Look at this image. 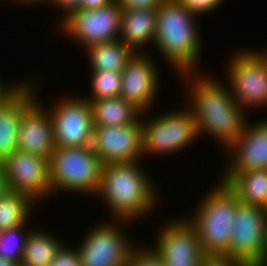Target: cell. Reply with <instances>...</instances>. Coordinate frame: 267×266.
<instances>
[{
  "instance_id": "obj_1",
  "label": "cell",
  "mask_w": 267,
  "mask_h": 266,
  "mask_svg": "<svg viewBox=\"0 0 267 266\" xmlns=\"http://www.w3.org/2000/svg\"><path fill=\"white\" fill-rule=\"evenodd\" d=\"M201 73L186 72L178 75L182 83L186 82L183 85L188 87L184 105L196 120L199 137L209 135L220 146L222 144L225 151L242 134L248 121L247 112L236 103L223 80Z\"/></svg>"
},
{
  "instance_id": "obj_2",
  "label": "cell",
  "mask_w": 267,
  "mask_h": 266,
  "mask_svg": "<svg viewBox=\"0 0 267 266\" xmlns=\"http://www.w3.org/2000/svg\"><path fill=\"white\" fill-rule=\"evenodd\" d=\"M144 170L141 161L103 164L94 196L107 205L110 219L138 222L160 206L157 185Z\"/></svg>"
},
{
  "instance_id": "obj_3",
  "label": "cell",
  "mask_w": 267,
  "mask_h": 266,
  "mask_svg": "<svg viewBox=\"0 0 267 266\" xmlns=\"http://www.w3.org/2000/svg\"><path fill=\"white\" fill-rule=\"evenodd\" d=\"M197 18L178 0H165L158 8L153 46L178 75L200 72L204 40Z\"/></svg>"
},
{
  "instance_id": "obj_4",
  "label": "cell",
  "mask_w": 267,
  "mask_h": 266,
  "mask_svg": "<svg viewBox=\"0 0 267 266\" xmlns=\"http://www.w3.org/2000/svg\"><path fill=\"white\" fill-rule=\"evenodd\" d=\"M209 190L187 219L197 229L205 255H226L229 252L234 228L232 221L240 201L227 183L221 180L213 184Z\"/></svg>"
},
{
  "instance_id": "obj_5",
  "label": "cell",
  "mask_w": 267,
  "mask_h": 266,
  "mask_svg": "<svg viewBox=\"0 0 267 266\" xmlns=\"http://www.w3.org/2000/svg\"><path fill=\"white\" fill-rule=\"evenodd\" d=\"M103 163L90 147L59 148L50 158V185L53 194L76 192L94 197Z\"/></svg>"
},
{
  "instance_id": "obj_6",
  "label": "cell",
  "mask_w": 267,
  "mask_h": 266,
  "mask_svg": "<svg viewBox=\"0 0 267 266\" xmlns=\"http://www.w3.org/2000/svg\"><path fill=\"white\" fill-rule=\"evenodd\" d=\"M145 115V116H144ZM145 118H143V117ZM148 112L141 115L143 129V155L145 159L150 155H173L188 147L196 139L199 133L191 111L184 105L176 110L153 115L147 118ZM146 119H149L146 121ZM144 120V121H143ZM159 154V155H158ZM161 154V155H160Z\"/></svg>"
},
{
  "instance_id": "obj_7",
  "label": "cell",
  "mask_w": 267,
  "mask_h": 266,
  "mask_svg": "<svg viewBox=\"0 0 267 266\" xmlns=\"http://www.w3.org/2000/svg\"><path fill=\"white\" fill-rule=\"evenodd\" d=\"M247 49L236 51L228 59L225 82L236 103L248 114L251 109H267V63L256 50Z\"/></svg>"
},
{
  "instance_id": "obj_8",
  "label": "cell",
  "mask_w": 267,
  "mask_h": 266,
  "mask_svg": "<svg viewBox=\"0 0 267 266\" xmlns=\"http://www.w3.org/2000/svg\"><path fill=\"white\" fill-rule=\"evenodd\" d=\"M101 222L77 244L81 266H126L138 244L127 237V228H123L134 223L114 219Z\"/></svg>"
},
{
  "instance_id": "obj_9",
  "label": "cell",
  "mask_w": 267,
  "mask_h": 266,
  "mask_svg": "<svg viewBox=\"0 0 267 266\" xmlns=\"http://www.w3.org/2000/svg\"><path fill=\"white\" fill-rule=\"evenodd\" d=\"M23 78V114L17 149L50 160L56 150L50 112L38 96L34 79ZM34 83V84H33ZM38 96V97H37Z\"/></svg>"
},
{
  "instance_id": "obj_10",
  "label": "cell",
  "mask_w": 267,
  "mask_h": 266,
  "mask_svg": "<svg viewBox=\"0 0 267 266\" xmlns=\"http://www.w3.org/2000/svg\"><path fill=\"white\" fill-rule=\"evenodd\" d=\"M46 106L53 123L56 147H90L93 142V118L90 102L83 96L65 94Z\"/></svg>"
},
{
  "instance_id": "obj_11",
  "label": "cell",
  "mask_w": 267,
  "mask_h": 266,
  "mask_svg": "<svg viewBox=\"0 0 267 266\" xmlns=\"http://www.w3.org/2000/svg\"><path fill=\"white\" fill-rule=\"evenodd\" d=\"M123 10L116 0L93 10H77L60 23L59 33L86 49L119 39ZM61 31V32H60Z\"/></svg>"
},
{
  "instance_id": "obj_12",
  "label": "cell",
  "mask_w": 267,
  "mask_h": 266,
  "mask_svg": "<svg viewBox=\"0 0 267 266\" xmlns=\"http://www.w3.org/2000/svg\"><path fill=\"white\" fill-rule=\"evenodd\" d=\"M264 208L239 202L233 219V233L226 256L252 265H267Z\"/></svg>"
},
{
  "instance_id": "obj_13",
  "label": "cell",
  "mask_w": 267,
  "mask_h": 266,
  "mask_svg": "<svg viewBox=\"0 0 267 266\" xmlns=\"http://www.w3.org/2000/svg\"><path fill=\"white\" fill-rule=\"evenodd\" d=\"M2 164L10 190L24 193L37 205L52 197L50 160L16 149Z\"/></svg>"
},
{
  "instance_id": "obj_14",
  "label": "cell",
  "mask_w": 267,
  "mask_h": 266,
  "mask_svg": "<svg viewBox=\"0 0 267 266\" xmlns=\"http://www.w3.org/2000/svg\"><path fill=\"white\" fill-rule=\"evenodd\" d=\"M146 52H136L121 72L120 97L132 104L142 114L154 108L161 87L159 64ZM158 69V70H157ZM159 71V72H158Z\"/></svg>"
},
{
  "instance_id": "obj_15",
  "label": "cell",
  "mask_w": 267,
  "mask_h": 266,
  "mask_svg": "<svg viewBox=\"0 0 267 266\" xmlns=\"http://www.w3.org/2000/svg\"><path fill=\"white\" fill-rule=\"evenodd\" d=\"M92 149L103 164L141 161L144 157L141 118L125 126H94Z\"/></svg>"
},
{
  "instance_id": "obj_16",
  "label": "cell",
  "mask_w": 267,
  "mask_h": 266,
  "mask_svg": "<svg viewBox=\"0 0 267 266\" xmlns=\"http://www.w3.org/2000/svg\"><path fill=\"white\" fill-rule=\"evenodd\" d=\"M185 217L164 221L157 229L155 244L152 242L151 246L164 262H202L205 256L197 229Z\"/></svg>"
},
{
  "instance_id": "obj_17",
  "label": "cell",
  "mask_w": 267,
  "mask_h": 266,
  "mask_svg": "<svg viewBox=\"0 0 267 266\" xmlns=\"http://www.w3.org/2000/svg\"><path fill=\"white\" fill-rule=\"evenodd\" d=\"M253 123L247 121L242 134L225 150L223 173L267 169V118Z\"/></svg>"
},
{
  "instance_id": "obj_18",
  "label": "cell",
  "mask_w": 267,
  "mask_h": 266,
  "mask_svg": "<svg viewBox=\"0 0 267 266\" xmlns=\"http://www.w3.org/2000/svg\"><path fill=\"white\" fill-rule=\"evenodd\" d=\"M157 12L158 9L123 11L119 39L134 52H147V45L154 44Z\"/></svg>"
},
{
  "instance_id": "obj_19",
  "label": "cell",
  "mask_w": 267,
  "mask_h": 266,
  "mask_svg": "<svg viewBox=\"0 0 267 266\" xmlns=\"http://www.w3.org/2000/svg\"><path fill=\"white\" fill-rule=\"evenodd\" d=\"M23 114V81L0 103V162L17 149Z\"/></svg>"
},
{
  "instance_id": "obj_20",
  "label": "cell",
  "mask_w": 267,
  "mask_h": 266,
  "mask_svg": "<svg viewBox=\"0 0 267 266\" xmlns=\"http://www.w3.org/2000/svg\"><path fill=\"white\" fill-rule=\"evenodd\" d=\"M220 180L236 193L243 204L264 208L267 204V169L223 173Z\"/></svg>"
},
{
  "instance_id": "obj_21",
  "label": "cell",
  "mask_w": 267,
  "mask_h": 266,
  "mask_svg": "<svg viewBox=\"0 0 267 266\" xmlns=\"http://www.w3.org/2000/svg\"><path fill=\"white\" fill-rule=\"evenodd\" d=\"M93 126H125L138 121L142 113L122 97L89 101Z\"/></svg>"
},
{
  "instance_id": "obj_22",
  "label": "cell",
  "mask_w": 267,
  "mask_h": 266,
  "mask_svg": "<svg viewBox=\"0 0 267 266\" xmlns=\"http://www.w3.org/2000/svg\"><path fill=\"white\" fill-rule=\"evenodd\" d=\"M57 235L36 228L31 229L25 242L22 260L19 266H48L64 245Z\"/></svg>"
},
{
  "instance_id": "obj_23",
  "label": "cell",
  "mask_w": 267,
  "mask_h": 266,
  "mask_svg": "<svg viewBox=\"0 0 267 266\" xmlns=\"http://www.w3.org/2000/svg\"><path fill=\"white\" fill-rule=\"evenodd\" d=\"M87 52L90 71L122 72L128 60L136 53L120 39L98 43L84 49Z\"/></svg>"
},
{
  "instance_id": "obj_24",
  "label": "cell",
  "mask_w": 267,
  "mask_h": 266,
  "mask_svg": "<svg viewBox=\"0 0 267 266\" xmlns=\"http://www.w3.org/2000/svg\"><path fill=\"white\" fill-rule=\"evenodd\" d=\"M36 203L24 193L8 189L0 196V232L30 221Z\"/></svg>"
},
{
  "instance_id": "obj_25",
  "label": "cell",
  "mask_w": 267,
  "mask_h": 266,
  "mask_svg": "<svg viewBox=\"0 0 267 266\" xmlns=\"http://www.w3.org/2000/svg\"><path fill=\"white\" fill-rule=\"evenodd\" d=\"M91 94L84 96L88 101L120 96L122 77L121 72L90 71ZM90 95V96H89Z\"/></svg>"
},
{
  "instance_id": "obj_26",
  "label": "cell",
  "mask_w": 267,
  "mask_h": 266,
  "mask_svg": "<svg viewBox=\"0 0 267 266\" xmlns=\"http://www.w3.org/2000/svg\"><path fill=\"white\" fill-rule=\"evenodd\" d=\"M28 224L29 222L23 226H18L0 232V257L10 259L18 266L20 265L24 253L26 238L30 230L33 228H29L27 226Z\"/></svg>"
},
{
  "instance_id": "obj_27",
  "label": "cell",
  "mask_w": 267,
  "mask_h": 266,
  "mask_svg": "<svg viewBox=\"0 0 267 266\" xmlns=\"http://www.w3.org/2000/svg\"><path fill=\"white\" fill-rule=\"evenodd\" d=\"M149 245L140 243L136 246L126 266H164L161 256Z\"/></svg>"
},
{
  "instance_id": "obj_28",
  "label": "cell",
  "mask_w": 267,
  "mask_h": 266,
  "mask_svg": "<svg viewBox=\"0 0 267 266\" xmlns=\"http://www.w3.org/2000/svg\"><path fill=\"white\" fill-rule=\"evenodd\" d=\"M48 266H81L78 248L65 243Z\"/></svg>"
},
{
  "instance_id": "obj_29",
  "label": "cell",
  "mask_w": 267,
  "mask_h": 266,
  "mask_svg": "<svg viewBox=\"0 0 267 266\" xmlns=\"http://www.w3.org/2000/svg\"><path fill=\"white\" fill-rule=\"evenodd\" d=\"M183 6L190 10L198 17L214 12L217 8L224 4L225 0H178Z\"/></svg>"
},
{
  "instance_id": "obj_30",
  "label": "cell",
  "mask_w": 267,
  "mask_h": 266,
  "mask_svg": "<svg viewBox=\"0 0 267 266\" xmlns=\"http://www.w3.org/2000/svg\"><path fill=\"white\" fill-rule=\"evenodd\" d=\"M200 266H250L236 258L226 255H205Z\"/></svg>"
},
{
  "instance_id": "obj_31",
  "label": "cell",
  "mask_w": 267,
  "mask_h": 266,
  "mask_svg": "<svg viewBox=\"0 0 267 266\" xmlns=\"http://www.w3.org/2000/svg\"><path fill=\"white\" fill-rule=\"evenodd\" d=\"M165 0H116L123 10L158 9Z\"/></svg>"
},
{
  "instance_id": "obj_32",
  "label": "cell",
  "mask_w": 267,
  "mask_h": 266,
  "mask_svg": "<svg viewBox=\"0 0 267 266\" xmlns=\"http://www.w3.org/2000/svg\"><path fill=\"white\" fill-rule=\"evenodd\" d=\"M81 0H52L50 3V7H55L62 11V17H60L59 24L61 20L63 21L66 17H68L72 12L80 9Z\"/></svg>"
},
{
  "instance_id": "obj_33",
  "label": "cell",
  "mask_w": 267,
  "mask_h": 266,
  "mask_svg": "<svg viewBox=\"0 0 267 266\" xmlns=\"http://www.w3.org/2000/svg\"><path fill=\"white\" fill-rule=\"evenodd\" d=\"M114 0H81V5L79 10H93L104 7Z\"/></svg>"
},
{
  "instance_id": "obj_34",
  "label": "cell",
  "mask_w": 267,
  "mask_h": 266,
  "mask_svg": "<svg viewBox=\"0 0 267 266\" xmlns=\"http://www.w3.org/2000/svg\"><path fill=\"white\" fill-rule=\"evenodd\" d=\"M23 80L14 81L12 84H6V81L3 77H0V103L22 82Z\"/></svg>"
},
{
  "instance_id": "obj_35",
  "label": "cell",
  "mask_w": 267,
  "mask_h": 266,
  "mask_svg": "<svg viewBox=\"0 0 267 266\" xmlns=\"http://www.w3.org/2000/svg\"><path fill=\"white\" fill-rule=\"evenodd\" d=\"M8 185H7V177L5 173L4 166L2 162H0V196L5 193L8 190Z\"/></svg>"
},
{
  "instance_id": "obj_36",
  "label": "cell",
  "mask_w": 267,
  "mask_h": 266,
  "mask_svg": "<svg viewBox=\"0 0 267 266\" xmlns=\"http://www.w3.org/2000/svg\"><path fill=\"white\" fill-rule=\"evenodd\" d=\"M10 1H12V3H14V4H23V6L24 5H28V6H30V5H32V4H34V5H37L36 3H38V4H41L42 3V5L44 4V5H46L47 4V6L48 5H50V0H10ZM16 2V3H15ZM46 3V4H45Z\"/></svg>"
},
{
  "instance_id": "obj_37",
  "label": "cell",
  "mask_w": 267,
  "mask_h": 266,
  "mask_svg": "<svg viewBox=\"0 0 267 266\" xmlns=\"http://www.w3.org/2000/svg\"><path fill=\"white\" fill-rule=\"evenodd\" d=\"M201 262H164V266H200Z\"/></svg>"
},
{
  "instance_id": "obj_38",
  "label": "cell",
  "mask_w": 267,
  "mask_h": 266,
  "mask_svg": "<svg viewBox=\"0 0 267 266\" xmlns=\"http://www.w3.org/2000/svg\"><path fill=\"white\" fill-rule=\"evenodd\" d=\"M0 266H18V265L10 259L0 257Z\"/></svg>"
},
{
  "instance_id": "obj_39",
  "label": "cell",
  "mask_w": 267,
  "mask_h": 266,
  "mask_svg": "<svg viewBox=\"0 0 267 266\" xmlns=\"http://www.w3.org/2000/svg\"><path fill=\"white\" fill-rule=\"evenodd\" d=\"M259 49H257V52L259 53V55L263 58V60L267 63V49H265V51L263 49H261L260 51H258Z\"/></svg>"
},
{
  "instance_id": "obj_40",
  "label": "cell",
  "mask_w": 267,
  "mask_h": 266,
  "mask_svg": "<svg viewBox=\"0 0 267 266\" xmlns=\"http://www.w3.org/2000/svg\"><path fill=\"white\" fill-rule=\"evenodd\" d=\"M265 255L267 256V221H266V235H265Z\"/></svg>"
},
{
  "instance_id": "obj_41",
  "label": "cell",
  "mask_w": 267,
  "mask_h": 266,
  "mask_svg": "<svg viewBox=\"0 0 267 266\" xmlns=\"http://www.w3.org/2000/svg\"><path fill=\"white\" fill-rule=\"evenodd\" d=\"M264 211H265V214H266V217H267V204H266V206L264 207Z\"/></svg>"
}]
</instances>
